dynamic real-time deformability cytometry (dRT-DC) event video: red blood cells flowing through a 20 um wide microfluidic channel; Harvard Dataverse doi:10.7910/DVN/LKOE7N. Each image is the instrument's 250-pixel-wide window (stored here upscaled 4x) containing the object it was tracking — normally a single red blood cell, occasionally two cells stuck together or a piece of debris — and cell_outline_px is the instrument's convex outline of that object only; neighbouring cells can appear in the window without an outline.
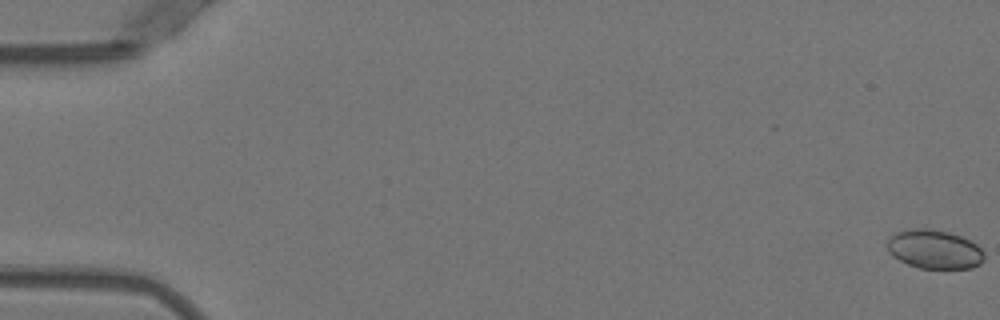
{"species": "Egyptian fruit bat (a non-hibernating species)", "species_latin": "Rousettus aegyptiacus", "temperature_condition": "warm", "stored_images_in_passage": 12, "camera_frame_rate_fps": 3000, "um_per_image_px": 0.085, "animal": {"sex": "female"}, "frame": {"image": 1, "passage_image": 1, "time_ms": 0.0, "image_size_px": [1000, 320], "cell_outline_px": [[984, 260], [980, 264], [972, 268], [920, 268], [908, 264], [892, 256], [888, 252], [888, 240], [896, 232], [912, 228], [928, 228], [948, 232], [960, 236], [976, 244], [984, 252]], "centroid_in_image_um": [79.42, 21.19], "position_along_channel_um": 5.6, "area_um2": 21.91}}